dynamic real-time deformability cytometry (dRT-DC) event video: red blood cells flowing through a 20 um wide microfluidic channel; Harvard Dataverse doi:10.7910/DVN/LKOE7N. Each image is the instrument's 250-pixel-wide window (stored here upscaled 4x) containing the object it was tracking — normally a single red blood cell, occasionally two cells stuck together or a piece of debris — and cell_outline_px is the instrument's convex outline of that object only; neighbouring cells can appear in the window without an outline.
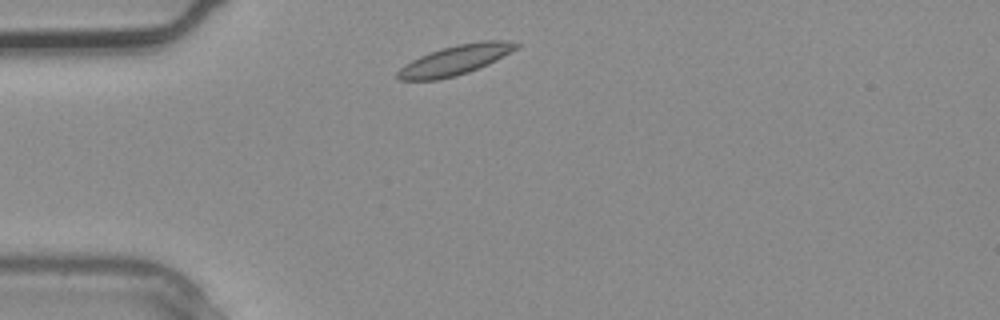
{"species": "common noctule bat (a hibernating species)", "species_latin": "Nyctalus noctula", "temperature_condition": "warm", "stored_images_in_passage": 1, "camera_frame_rate_fps": 3000, "um_per_image_px": 0.085, "animal": {"sex": "male", "body_mass_g": 20.4}, "frame": {"image": 1, "passage_image": 1, "time_ms": 0.0, "image_size_px": [1000, 320], "cell_outline_px": [[520, 44], [516, 48], [496, 60], [488, 64], [468, 72], [456, 76], [436, 80], [396, 80], [396, 72], [400, 68], [412, 60], [420, 56], [440, 48], [456, 44], [480, 40], [504, 40]], "centroid_in_image_um": [38.65, 5.1], "position_along_channel_um": 46.3, "area_um2": 20.52}}